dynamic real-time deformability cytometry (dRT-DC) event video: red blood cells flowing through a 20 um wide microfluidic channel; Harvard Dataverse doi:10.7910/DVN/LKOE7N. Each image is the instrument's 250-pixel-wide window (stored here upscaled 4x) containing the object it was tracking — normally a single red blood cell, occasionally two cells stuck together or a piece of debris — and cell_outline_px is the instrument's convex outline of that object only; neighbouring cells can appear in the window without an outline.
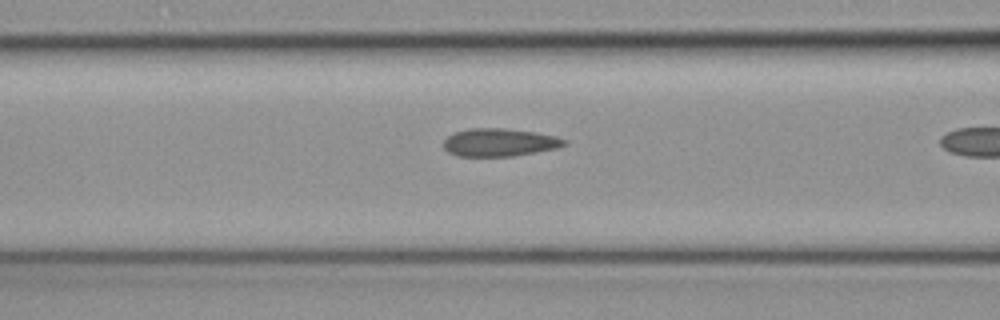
{"species": "common noctule bat (a hibernating species)", "species_latin": "Nyctalus noctula", "temperature_condition": "cold", "stored_images_in_passage": 9, "camera_frame_rate_fps": 3000, "um_per_image_px": 0.085, "animal": {"sex": "female", "body_mass_g": 19.3, "forearm_length_mm": 54.1}, "frame": {"image": 1, "passage_image": 8, "time_ms": 2.333, "image_size_px": [1000, 320], "cell_outline_px": [[568, 144], [556, 148], [512, 156], [460, 156], [448, 152], [444, 148], [444, 140], [452, 132], [468, 128], [504, 128], [536, 132], [556, 136], [568, 140]], "centroid_in_image_um": [42.45, 12.09], "position_along_channel_um": 124.1, "area_um2": 19.71}}